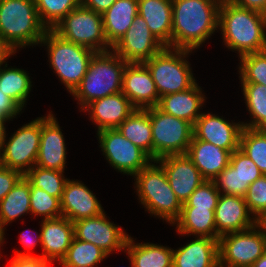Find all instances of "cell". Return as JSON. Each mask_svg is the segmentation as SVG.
I'll return each instance as SVG.
<instances>
[{
    "mask_svg": "<svg viewBox=\"0 0 266 267\" xmlns=\"http://www.w3.org/2000/svg\"><path fill=\"white\" fill-rule=\"evenodd\" d=\"M46 31L35 0H3L0 3V35L16 50L40 44Z\"/></svg>",
    "mask_w": 266,
    "mask_h": 267,
    "instance_id": "5b68a950",
    "label": "cell"
},
{
    "mask_svg": "<svg viewBox=\"0 0 266 267\" xmlns=\"http://www.w3.org/2000/svg\"><path fill=\"white\" fill-rule=\"evenodd\" d=\"M266 251V236L253 227L218 239L219 261L232 267H251Z\"/></svg>",
    "mask_w": 266,
    "mask_h": 267,
    "instance_id": "7c38bea8",
    "label": "cell"
},
{
    "mask_svg": "<svg viewBox=\"0 0 266 267\" xmlns=\"http://www.w3.org/2000/svg\"><path fill=\"white\" fill-rule=\"evenodd\" d=\"M40 46L47 47L45 49L48 52L51 68L71 94L81 83L96 52L88 47L66 41L52 30L46 31Z\"/></svg>",
    "mask_w": 266,
    "mask_h": 267,
    "instance_id": "8992f818",
    "label": "cell"
},
{
    "mask_svg": "<svg viewBox=\"0 0 266 267\" xmlns=\"http://www.w3.org/2000/svg\"><path fill=\"white\" fill-rule=\"evenodd\" d=\"M217 239L222 235L244 231L255 225L244 197L220 194L214 212Z\"/></svg>",
    "mask_w": 266,
    "mask_h": 267,
    "instance_id": "ffe728a7",
    "label": "cell"
},
{
    "mask_svg": "<svg viewBox=\"0 0 266 267\" xmlns=\"http://www.w3.org/2000/svg\"><path fill=\"white\" fill-rule=\"evenodd\" d=\"M7 121L9 122V120L0 116V152L2 150L5 138H7L6 136H8V135H6V126H5V122H7Z\"/></svg>",
    "mask_w": 266,
    "mask_h": 267,
    "instance_id": "816d5d0a",
    "label": "cell"
},
{
    "mask_svg": "<svg viewBox=\"0 0 266 267\" xmlns=\"http://www.w3.org/2000/svg\"><path fill=\"white\" fill-rule=\"evenodd\" d=\"M214 267H232V266H229V265H225L223 263H221L220 261H218Z\"/></svg>",
    "mask_w": 266,
    "mask_h": 267,
    "instance_id": "6f0895ef",
    "label": "cell"
},
{
    "mask_svg": "<svg viewBox=\"0 0 266 267\" xmlns=\"http://www.w3.org/2000/svg\"><path fill=\"white\" fill-rule=\"evenodd\" d=\"M64 173V171L44 169L35 165L24 176L35 187L61 200L64 185L68 179L65 178Z\"/></svg>",
    "mask_w": 266,
    "mask_h": 267,
    "instance_id": "d590c367",
    "label": "cell"
},
{
    "mask_svg": "<svg viewBox=\"0 0 266 267\" xmlns=\"http://www.w3.org/2000/svg\"><path fill=\"white\" fill-rule=\"evenodd\" d=\"M251 267H266V251L253 263Z\"/></svg>",
    "mask_w": 266,
    "mask_h": 267,
    "instance_id": "db71d44e",
    "label": "cell"
},
{
    "mask_svg": "<svg viewBox=\"0 0 266 267\" xmlns=\"http://www.w3.org/2000/svg\"><path fill=\"white\" fill-rule=\"evenodd\" d=\"M234 4L266 14V0H234Z\"/></svg>",
    "mask_w": 266,
    "mask_h": 267,
    "instance_id": "681fc988",
    "label": "cell"
},
{
    "mask_svg": "<svg viewBox=\"0 0 266 267\" xmlns=\"http://www.w3.org/2000/svg\"><path fill=\"white\" fill-rule=\"evenodd\" d=\"M107 218L103 212L99 216L73 222L75 238L100 247L108 255L125 250L129 234Z\"/></svg>",
    "mask_w": 266,
    "mask_h": 267,
    "instance_id": "5bb4252c",
    "label": "cell"
},
{
    "mask_svg": "<svg viewBox=\"0 0 266 267\" xmlns=\"http://www.w3.org/2000/svg\"><path fill=\"white\" fill-rule=\"evenodd\" d=\"M137 15L138 0H116L102 14L105 38L111 47L122 38Z\"/></svg>",
    "mask_w": 266,
    "mask_h": 267,
    "instance_id": "4316f807",
    "label": "cell"
},
{
    "mask_svg": "<svg viewBox=\"0 0 266 267\" xmlns=\"http://www.w3.org/2000/svg\"><path fill=\"white\" fill-rule=\"evenodd\" d=\"M220 194L242 197L241 178L230 164L212 180Z\"/></svg>",
    "mask_w": 266,
    "mask_h": 267,
    "instance_id": "7bdbcfd3",
    "label": "cell"
},
{
    "mask_svg": "<svg viewBox=\"0 0 266 267\" xmlns=\"http://www.w3.org/2000/svg\"><path fill=\"white\" fill-rule=\"evenodd\" d=\"M135 109L130 100L119 92L92 101L82 112H89L90 120L100 131L117 128Z\"/></svg>",
    "mask_w": 266,
    "mask_h": 267,
    "instance_id": "44dd1931",
    "label": "cell"
},
{
    "mask_svg": "<svg viewBox=\"0 0 266 267\" xmlns=\"http://www.w3.org/2000/svg\"><path fill=\"white\" fill-rule=\"evenodd\" d=\"M38 16L47 30H52L81 0H35Z\"/></svg>",
    "mask_w": 266,
    "mask_h": 267,
    "instance_id": "8d00e7d4",
    "label": "cell"
},
{
    "mask_svg": "<svg viewBox=\"0 0 266 267\" xmlns=\"http://www.w3.org/2000/svg\"><path fill=\"white\" fill-rule=\"evenodd\" d=\"M239 80L241 83H257L266 86V50L240 57Z\"/></svg>",
    "mask_w": 266,
    "mask_h": 267,
    "instance_id": "74e56055",
    "label": "cell"
},
{
    "mask_svg": "<svg viewBox=\"0 0 266 267\" xmlns=\"http://www.w3.org/2000/svg\"><path fill=\"white\" fill-rule=\"evenodd\" d=\"M255 225L266 236V212L262 213L259 217L255 219Z\"/></svg>",
    "mask_w": 266,
    "mask_h": 267,
    "instance_id": "f5cc1de1",
    "label": "cell"
},
{
    "mask_svg": "<svg viewBox=\"0 0 266 267\" xmlns=\"http://www.w3.org/2000/svg\"><path fill=\"white\" fill-rule=\"evenodd\" d=\"M61 267H84V266H61Z\"/></svg>",
    "mask_w": 266,
    "mask_h": 267,
    "instance_id": "680465c9",
    "label": "cell"
},
{
    "mask_svg": "<svg viewBox=\"0 0 266 267\" xmlns=\"http://www.w3.org/2000/svg\"><path fill=\"white\" fill-rule=\"evenodd\" d=\"M9 267H50L52 262L42 256H14Z\"/></svg>",
    "mask_w": 266,
    "mask_h": 267,
    "instance_id": "f6af8a7d",
    "label": "cell"
},
{
    "mask_svg": "<svg viewBox=\"0 0 266 267\" xmlns=\"http://www.w3.org/2000/svg\"><path fill=\"white\" fill-rule=\"evenodd\" d=\"M22 108L9 96L0 90V116L11 120L22 113Z\"/></svg>",
    "mask_w": 266,
    "mask_h": 267,
    "instance_id": "bcb514c9",
    "label": "cell"
},
{
    "mask_svg": "<svg viewBox=\"0 0 266 267\" xmlns=\"http://www.w3.org/2000/svg\"><path fill=\"white\" fill-rule=\"evenodd\" d=\"M121 92L136 109L158 105L160 97L148 68L143 63H127Z\"/></svg>",
    "mask_w": 266,
    "mask_h": 267,
    "instance_id": "e0dca14e",
    "label": "cell"
},
{
    "mask_svg": "<svg viewBox=\"0 0 266 267\" xmlns=\"http://www.w3.org/2000/svg\"><path fill=\"white\" fill-rule=\"evenodd\" d=\"M27 231L25 230L20 234L19 241L23 245L22 247H24V250L28 252L14 250V253H15L14 256H35L30 253V250L35 249V246L37 245L38 242L41 244V232L38 234L36 231L35 232L36 234H34L35 237H32L33 236L32 233L30 234V232L29 231L27 232Z\"/></svg>",
    "mask_w": 266,
    "mask_h": 267,
    "instance_id": "7dc6e473",
    "label": "cell"
},
{
    "mask_svg": "<svg viewBox=\"0 0 266 267\" xmlns=\"http://www.w3.org/2000/svg\"><path fill=\"white\" fill-rule=\"evenodd\" d=\"M81 182L67 179L60 200L62 216L72 223L83 218L96 217L105 212L96 195Z\"/></svg>",
    "mask_w": 266,
    "mask_h": 267,
    "instance_id": "d6986e66",
    "label": "cell"
},
{
    "mask_svg": "<svg viewBox=\"0 0 266 267\" xmlns=\"http://www.w3.org/2000/svg\"><path fill=\"white\" fill-rule=\"evenodd\" d=\"M5 232L0 228V248H1V246L4 244V239H6L5 238Z\"/></svg>",
    "mask_w": 266,
    "mask_h": 267,
    "instance_id": "11a10c76",
    "label": "cell"
},
{
    "mask_svg": "<svg viewBox=\"0 0 266 267\" xmlns=\"http://www.w3.org/2000/svg\"><path fill=\"white\" fill-rule=\"evenodd\" d=\"M214 1L218 2L219 4L234 2V0H214Z\"/></svg>",
    "mask_w": 266,
    "mask_h": 267,
    "instance_id": "9f6ffc18",
    "label": "cell"
},
{
    "mask_svg": "<svg viewBox=\"0 0 266 267\" xmlns=\"http://www.w3.org/2000/svg\"><path fill=\"white\" fill-rule=\"evenodd\" d=\"M215 210L209 208L182 207L179 218L173 223L179 235L210 237L217 239Z\"/></svg>",
    "mask_w": 266,
    "mask_h": 267,
    "instance_id": "83f0119b",
    "label": "cell"
},
{
    "mask_svg": "<svg viewBox=\"0 0 266 267\" xmlns=\"http://www.w3.org/2000/svg\"><path fill=\"white\" fill-rule=\"evenodd\" d=\"M3 66L0 67V90L23 109L33 86L31 76L23 69L10 68L7 64Z\"/></svg>",
    "mask_w": 266,
    "mask_h": 267,
    "instance_id": "1f68e13d",
    "label": "cell"
},
{
    "mask_svg": "<svg viewBox=\"0 0 266 267\" xmlns=\"http://www.w3.org/2000/svg\"><path fill=\"white\" fill-rule=\"evenodd\" d=\"M219 7L214 0H172L171 48L199 49L218 32Z\"/></svg>",
    "mask_w": 266,
    "mask_h": 267,
    "instance_id": "6da1fadb",
    "label": "cell"
},
{
    "mask_svg": "<svg viewBox=\"0 0 266 267\" xmlns=\"http://www.w3.org/2000/svg\"><path fill=\"white\" fill-rule=\"evenodd\" d=\"M23 175L16 170L0 165V201L14 187Z\"/></svg>",
    "mask_w": 266,
    "mask_h": 267,
    "instance_id": "ee69618b",
    "label": "cell"
},
{
    "mask_svg": "<svg viewBox=\"0 0 266 267\" xmlns=\"http://www.w3.org/2000/svg\"><path fill=\"white\" fill-rule=\"evenodd\" d=\"M218 29L224 45L243 55L266 50V15L232 3L219 7Z\"/></svg>",
    "mask_w": 266,
    "mask_h": 267,
    "instance_id": "7a4b0ae2",
    "label": "cell"
},
{
    "mask_svg": "<svg viewBox=\"0 0 266 267\" xmlns=\"http://www.w3.org/2000/svg\"><path fill=\"white\" fill-rule=\"evenodd\" d=\"M218 261V239L196 236L173 249V267H214Z\"/></svg>",
    "mask_w": 266,
    "mask_h": 267,
    "instance_id": "d4e9b609",
    "label": "cell"
},
{
    "mask_svg": "<svg viewBox=\"0 0 266 267\" xmlns=\"http://www.w3.org/2000/svg\"><path fill=\"white\" fill-rule=\"evenodd\" d=\"M155 162L163 168L169 185L181 204L205 181L186 154L167 155Z\"/></svg>",
    "mask_w": 266,
    "mask_h": 267,
    "instance_id": "9a60e30c",
    "label": "cell"
},
{
    "mask_svg": "<svg viewBox=\"0 0 266 267\" xmlns=\"http://www.w3.org/2000/svg\"><path fill=\"white\" fill-rule=\"evenodd\" d=\"M205 98L202 88L196 82L186 91L160 97L157 107L166 114L184 119L194 125L202 114L200 109L206 101Z\"/></svg>",
    "mask_w": 266,
    "mask_h": 267,
    "instance_id": "cb8c5ba5",
    "label": "cell"
},
{
    "mask_svg": "<svg viewBox=\"0 0 266 267\" xmlns=\"http://www.w3.org/2000/svg\"><path fill=\"white\" fill-rule=\"evenodd\" d=\"M30 211L43 220L58 218L62 216L61 201L30 182Z\"/></svg>",
    "mask_w": 266,
    "mask_h": 267,
    "instance_id": "f35d334b",
    "label": "cell"
},
{
    "mask_svg": "<svg viewBox=\"0 0 266 267\" xmlns=\"http://www.w3.org/2000/svg\"><path fill=\"white\" fill-rule=\"evenodd\" d=\"M41 140V117L24 124L9 139L5 138L0 152V165L25 175L35 166Z\"/></svg>",
    "mask_w": 266,
    "mask_h": 267,
    "instance_id": "30bf717a",
    "label": "cell"
},
{
    "mask_svg": "<svg viewBox=\"0 0 266 267\" xmlns=\"http://www.w3.org/2000/svg\"><path fill=\"white\" fill-rule=\"evenodd\" d=\"M131 267H173V248L150 242L135 243L129 236L124 250Z\"/></svg>",
    "mask_w": 266,
    "mask_h": 267,
    "instance_id": "f1b7e54d",
    "label": "cell"
},
{
    "mask_svg": "<svg viewBox=\"0 0 266 267\" xmlns=\"http://www.w3.org/2000/svg\"><path fill=\"white\" fill-rule=\"evenodd\" d=\"M108 256L100 247L74 237L66 256L61 260L59 265L95 267Z\"/></svg>",
    "mask_w": 266,
    "mask_h": 267,
    "instance_id": "836d02e7",
    "label": "cell"
},
{
    "mask_svg": "<svg viewBox=\"0 0 266 267\" xmlns=\"http://www.w3.org/2000/svg\"><path fill=\"white\" fill-rule=\"evenodd\" d=\"M121 134L153 159L150 108L135 109L118 127Z\"/></svg>",
    "mask_w": 266,
    "mask_h": 267,
    "instance_id": "f546056e",
    "label": "cell"
},
{
    "mask_svg": "<svg viewBox=\"0 0 266 267\" xmlns=\"http://www.w3.org/2000/svg\"><path fill=\"white\" fill-rule=\"evenodd\" d=\"M126 64L112 49L94 54L81 83L71 93L81 112L92 101L121 92Z\"/></svg>",
    "mask_w": 266,
    "mask_h": 267,
    "instance_id": "3957f363",
    "label": "cell"
},
{
    "mask_svg": "<svg viewBox=\"0 0 266 267\" xmlns=\"http://www.w3.org/2000/svg\"><path fill=\"white\" fill-rule=\"evenodd\" d=\"M239 149L266 175V130L243 127Z\"/></svg>",
    "mask_w": 266,
    "mask_h": 267,
    "instance_id": "e575fe53",
    "label": "cell"
},
{
    "mask_svg": "<svg viewBox=\"0 0 266 267\" xmlns=\"http://www.w3.org/2000/svg\"><path fill=\"white\" fill-rule=\"evenodd\" d=\"M229 164L239 173V177L241 178L242 197H244L249 185L263 174L258 166L240 149L231 153Z\"/></svg>",
    "mask_w": 266,
    "mask_h": 267,
    "instance_id": "ab89813d",
    "label": "cell"
},
{
    "mask_svg": "<svg viewBox=\"0 0 266 267\" xmlns=\"http://www.w3.org/2000/svg\"><path fill=\"white\" fill-rule=\"evenodd\" d=\"M16 52L17 50L0 35V67L5 63L7 64L6 60Z\"/></svg>",
    "mask_w": 266,
    "mask_h": 267,
    "instance_id": "f907efd6",
    "label": "cell"
},
{
    "mask_svg": "<svg viewBox=\"0 0 266 267\" xmlns=\"http://www.w3.org/2000/svg\"><path fill=\"white\" fill-rule=\"evenodd\" d=\"M220 192L213 181L205 180L189 196L188 200L182 204V207L209 208L215 210Z\"/></svg>",
    "mask_w": 266,
    "mask_h": 267,
    "instance_id": "60d3db41",
    "label": "cell"
},
{
    "mask_svg": "<svg viewBox=\"0 0 266 267\" xmlns=\"http://www.w3.org/2000/svg\"><path fill=\"white\" fill-rule=\"evenodd\" d=\"M138 14L165 47H171L172 0H138Z\"/></svg>",
    "mask_w": 266,
    "mask_h": 267,
    "instance_id": "484cf974",
    "label": "cell"
},
{
    "mask_svg": "<svg viewBox=\"0 0 266 267\" xmlns=\"http://www.w3.org/2000/svg\"><path fill=\"white\" fill-rule=\"evenodd\" d=\"M30 211V181L23 175L0 201V228L5 232L8 224Z\"/></svg>",
    "mask_w": 266,
    "mask_h": 267,
    "instance_id": "4dcf8cb0",
    "label": "cell"
},
{
    "mask_svg": "<svg viewBox=\"0 0 266 267\" xmlns=\"http://www.w3.org/2000/svg\"><path fill=\"white\" fill-rule=\"evenodd\" d=\"M164 47L138 14L112 50L127 63H145Z\"/></svg>",
    "mask_w": 266,
    "mask_h": 267,
    "instance_id": "4fadbf2b",
    "label": "cell"
},
{
    "mask_svg": "<svg viewBox=\"0 0 266 267\" xmlns=\"http://www.w3.org/2000/svg\"><path fill=\"white\" fill-rule=\"evenodd\" d=\"M244 199L255 219L266 212V175H262L249 185Z\"/></svg>",
    "mask_w": 266,
    "mask_h": 267,
    "instance_id": "b9f144b4",
    "label": "cell"
},
{
    "mask_svg": "<svg viewBox=\"0 0 266 267\" xmlns=\"http://www.w3.org/2000/svg\"><path fill=\"white\" fill-rule=\"evenodd\" d=\"M242 122H230L217 114L202 113L193 125V136L198 140L212 143L229 150L239 149Z\"/></svg>",
    "mask_w": 266,
    "mask_h": 267,
    "instance_id": "2e32d148",
    "label": "cell"
},
{
    "mask_svg": "<svg viewBox=\"0 0 266 267\" xmlns=\"http://www.w3.org/2000/svg\"><path fill=\"white\" fill-rule=\"evenodd\" d=\"M115 1L116 0H81V4L102 15Z\"/></svg>",
    "mask_w": 266,
    "mask_h": 267,
    "instance_id": "c3c4849f",
    "label": "cell"
},
{
    "mask_svg": "<svg viewBox=\"0 0 266 267\" xmlns=\"http://www.w3.org/2000/svg\"><path fill=\"white\" fill-rule=\"evenodd\" d=\"M246 108L251 116L249 123L242 122L243 127L266 130V86L257 83H241Z\"/></svg>",
    "mask_w": 266,
    "mask_h": 267,
    "instance_id": "d6a6232c",
    "label": "cell"
},
{
    "mask_svg": "<svg viewBox=\"0 0 266 267\" xmlns=\"http://www.w3.org/2000/svg\"><path fill=\"white\" fill-rule=\"evenodd\" d=\"M186 155L192 160L202 177L212 181L229 165L231 152L193 136Z\"/></svg>",
    "mask_w": 266,
    "mask_h": 267,
    "instance_id": "603a6c76",
    "label": "cell"
},
{
    "mask_svg": "<svg viewBox=\"0 0 266 267\" xmlns=\"http://www.w3.org/2000/svg\"><path fill=\"white\" fill-rule=\"evenodd\" d=\"M189 53L192 50L164 47L143 63L153 78L159 97L186 91L196 83L187 59Z\"/></svg>",
    "mask_w": 266,
    "mask_h": 267,
    "instance_id": "52a82bcc",
    "label": "cell"
},
{
    "mask_svg": "<svg viewBox=\"0 0 266 267\" xmlns=\"http://www.w3.org/2000/svg\"><path fill=\"white\" fill-rule=\"evenodd\" d=\"M99 146L107 162L118 172L134 176L153 159L117 129L97 131Z\"/></svg>",
    "mask_w": 266,
    "mask_h": 267,
    "instance_id": "8fae6325",
    "label": "cell"
},
{
    "mask_svg": "<svg viewBox=\"0 0 266 267\" xmlns=\"http://www.w3.org/2000/svg\"><path fill=\"white\" fill-rule=\"evenodd\" d=\"M57 118L49 112L41 117V140L36 166L64 171L66 166L67 148Z\"/></svg>",
    "mask_w": 266,
    "mask_h": 267,
    "instance_id": "ac0fdd59",
    "label": "cell"
},
{
    "mask_svg": "<svg viewBox=\"0 0 266 267\" xmlns=\"http://www.w3.org/2000/svg\"><path fill=\"white\" fill-rule=\"evenodd\" d=\"M41 247L44 259L61 262L66 256L74 235V224L66 217L47 219L41 222Z\"/></svg>",
    "mask_w": 266,
    "mask_h": 267,
    "instance_id": "7402d4cb",
    "label": "cell"
},
{
    "mask_svg": "<svg viewBox=\"0 0 266 267\" xmlns=\"http://www.w3.org/2000/svg\"><path fill=\"white\" fill-rule=\"evenodd\" d=\"M153 160L167 155L186 154L193 137V125L181 118L150 107Z\"/></svg>",
    "mask_w": 266,
    "mask_h": 267,
    "instance_id": "9c48e42d",
    "label": "cell"
},
{
    "mask_svg": "<svg viewBox=\"0 0 266 267\" xmlns=\"http://www.w3.org/2000/svg\"><path fill=\"white\" fill-rule=\"evenodd\" d=\"M133 177L135 192L145 211L173 225L179 218L182 204L169 185L163 168L153 160Z\"/></svg>",
    "mask_w": 266,
    "mask_h": 267,
    "instance_id": "277c9868",
    "label": "cell"
},
{
    "mask_svg": "<svg viewBox=\"0 0 266 267\" xmlns=\"http://www.w3.org/2000/svg\"><path fill=\"white\" fill-rule=\"evenodd\" d=\"M52 31L66 41L88 47L95 52L112 49L105 38L102 15L82 4L69 12Z\"/></svg>",
    "mask_w": 266,
    "mask_h": 267,
    "instance_id": "ba28073f",
    "label": "cell"
}]
</instances>
